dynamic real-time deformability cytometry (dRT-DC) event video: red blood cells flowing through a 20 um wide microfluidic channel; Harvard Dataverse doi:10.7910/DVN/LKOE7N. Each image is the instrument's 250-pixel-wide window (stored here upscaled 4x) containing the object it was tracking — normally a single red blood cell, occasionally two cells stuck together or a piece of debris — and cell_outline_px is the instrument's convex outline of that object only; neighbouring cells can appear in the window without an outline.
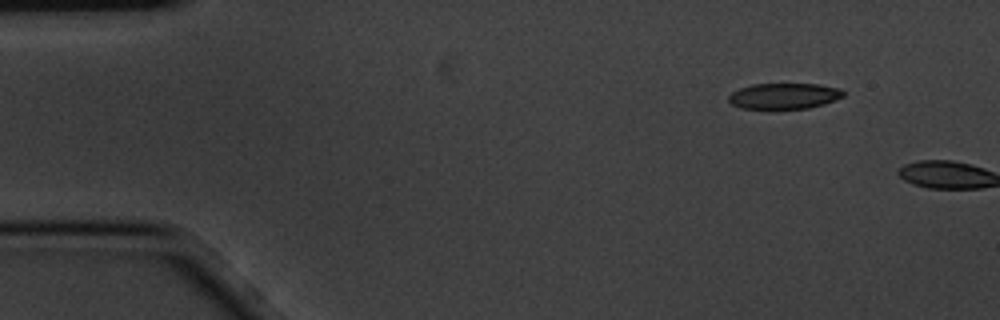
{"species": "common noctule bat (a hibernating species)", "species_latin": "Nyctalus noctula", "temperature_condition": "cold", "stored_images_in_passage": 2, "camera_frame_rate_fps": 3000, "um_per_image_px": 0.085, "animal": {"sex": "male", "body_mass_g": 20.1, "forearm_length_mm": 53.5}, "frame": {"image": 1, "passage_image": 1, "time_ms": 0.0, "image_size_px": [1000, 320], "cell_outline_px": [[844, 96], [824, 104], [808, 108], [740, 108], [732, 104], [728, 100], [728, 96], [732, 92], [740, 88], [752, 84], [820, 84], [840, 88], [844, 92]], "centroid_in_image_um": [66.65, 8.15], "position_along_channel_um": 18.3, "area_um2": 17.17}}